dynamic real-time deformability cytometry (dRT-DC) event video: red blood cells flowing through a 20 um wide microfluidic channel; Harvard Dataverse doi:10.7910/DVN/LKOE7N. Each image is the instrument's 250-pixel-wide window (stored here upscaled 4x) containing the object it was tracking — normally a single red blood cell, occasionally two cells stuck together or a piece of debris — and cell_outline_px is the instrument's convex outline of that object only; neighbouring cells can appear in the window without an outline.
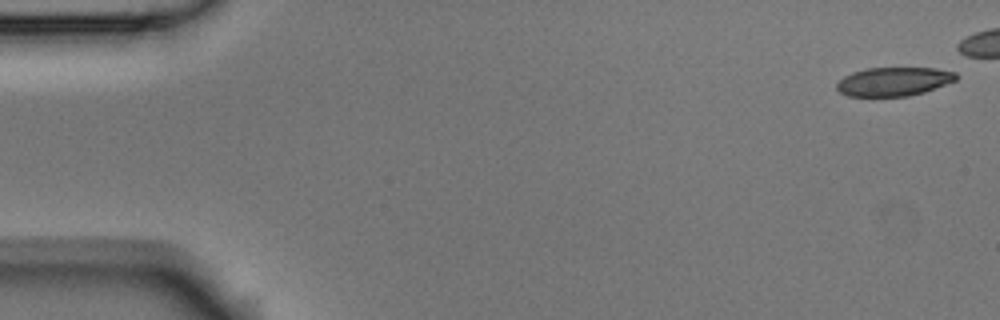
{"species": "Egyptian fruit bat (a non-hibernating species)", "species_latin": "Rousettus aegyptiacus", "temperature_condition": "room temperature", "stored_images_in_passage": 6, "camera_frame_rate_fps": 3000, "um_per_image_px": 0.085, "animal": {"sex": "male"}, "frame": {"image": 1, "passage_image": 1, "time_ms": 0.0, "image_size_px": [1000, 320], "cell_outline_px": [[960, 76], [956, 80], [924, 92], [908, 96], [848, 96], [840, 92], [836, 88], [836, 84], [844, 76], [852, 72], [868, 68], [936, 68], [956, 72]], "centroid_in_image_um": [75.98, 6.92], "position_along_channel_um": 9.0, "area_um2": 20.0}}
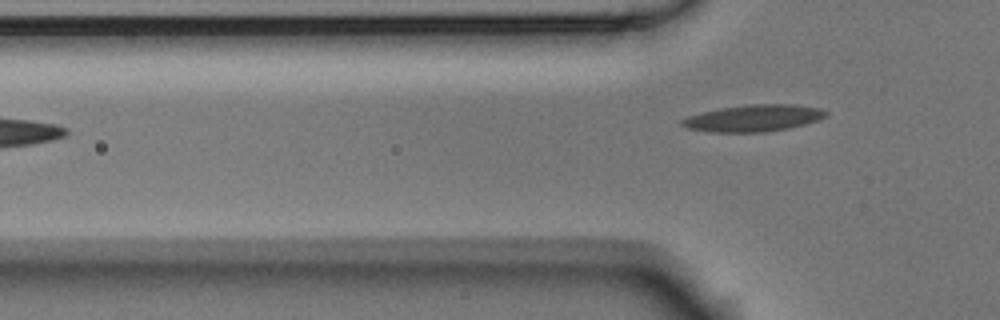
{"frame": {"image": 2, "passage_image": 6, "time_ms": 1.667, "image_size_px": [1000, 320], "cell_outline_px": [[828, 116], [804, 124], [788, 128], [764, 132], [712, 132], [688, 128], [680, 124], [680, 120], [688, 116], [700, 112], [720, 108], [748, 104], [792, 104], [820, 108], [828, 112]], "centroid_in_image_um": [64.03, 10.03], "position_along_channel_um": 61.8, "area_um2": 22.43}}